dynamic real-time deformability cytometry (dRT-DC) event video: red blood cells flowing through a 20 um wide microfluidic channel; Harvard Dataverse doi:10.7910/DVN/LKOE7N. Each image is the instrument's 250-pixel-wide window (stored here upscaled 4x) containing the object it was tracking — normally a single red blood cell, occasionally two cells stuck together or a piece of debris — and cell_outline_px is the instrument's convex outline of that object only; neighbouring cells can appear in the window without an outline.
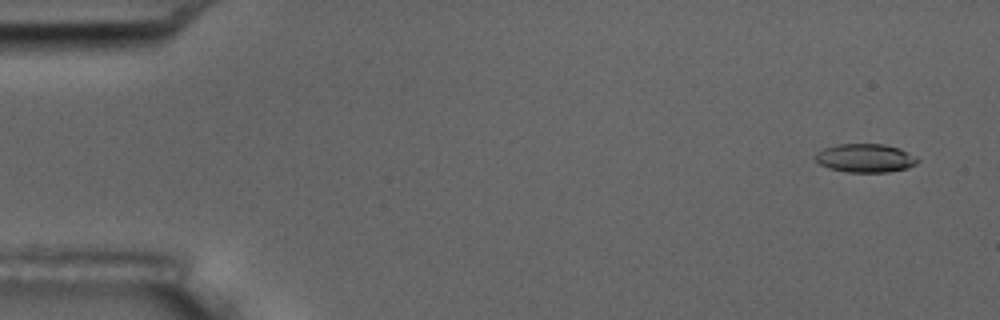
{"species": "common noctule bat (a hibernating species)", "species_latin": "Nyctalus noctula", "temperature_condition": "room temperature", "stored_images_in_passage": 5, "segment_of_instrument_passage": [1, 2], "camera_frame_rate_fps": 3000, "um_per_image_px": 0.085, "animal": {"sex": "male", "body_mass_g": 17.5, "forearm_length_mm": 52.3}, "frame": {"image": 1, "passage_image": 1, "time_ms": 0.0, "image_size_px": [1000, 320], "cell_outline_px": [[920, 160], [916, 164], [908, 168], [888, 172], [848, 172], [828, 168], [820, 164], [816, 160], [816, 152], [824, 148], [840, 144], [884, 144], [900, 148], [916, 156]], "centroid_in_image_um": [73.59, 13.44], "position_along_channel_um": 11.4, "area_um2": 17.05}}